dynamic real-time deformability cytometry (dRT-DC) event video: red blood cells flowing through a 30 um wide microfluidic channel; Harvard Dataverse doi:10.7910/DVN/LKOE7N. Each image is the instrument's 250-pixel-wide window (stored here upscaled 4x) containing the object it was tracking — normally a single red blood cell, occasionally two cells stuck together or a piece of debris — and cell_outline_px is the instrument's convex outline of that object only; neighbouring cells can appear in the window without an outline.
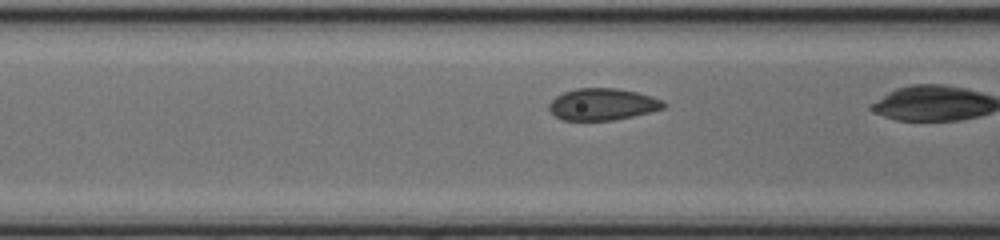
{"species": "common noctule bat (a hibernating species)", "species_latin": "Nyctalus noctula", "temperature_condition": "cold", "stored_images_in_passage": 8, "camera_frame_rate_fps": 3000, "um_per_image_px": 0.085, "animal": {"sex": "female", "body_mass_g": 17.0, "forearm_length_mm": 48.0}, "frame": {"image": 1, "passage_image": 6, "time_ms": 1.667, "image_size_px": [1000, 240], "cell_outline_px": [[668, 104], [664, 108], [632, 116], [612, 120], [560, 120], [548, 108], [548, 104], [556, 96], [564, 92], [576, 88], [616, 88], [636, 92], [652, 96], [664, 100]], "centroid_in_image_um": [51.22, 8.86], "position_along_channel_um": 115.4, "area_um2": 21.21}}